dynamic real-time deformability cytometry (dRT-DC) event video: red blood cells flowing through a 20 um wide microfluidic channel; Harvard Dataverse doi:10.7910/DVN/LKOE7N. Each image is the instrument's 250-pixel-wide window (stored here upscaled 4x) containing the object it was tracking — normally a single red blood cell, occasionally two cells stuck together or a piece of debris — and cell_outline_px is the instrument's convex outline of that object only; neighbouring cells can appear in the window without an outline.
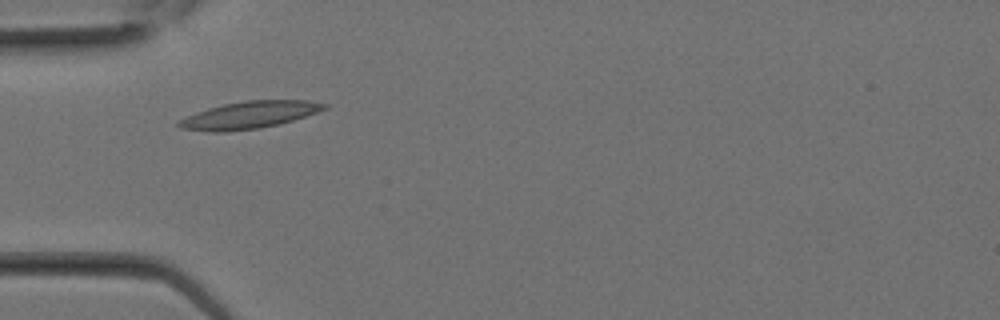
{"species": "Egyptian fruit bat (a non-hibernating species)", "species_latin": "Rousettus aegyptiacus", "temperature_condition": "room temperature", "stored_images_in_passage": 9, "camera_frame_rate_fps": 3000, "um_per_image_px": 0.085, "animal": {"sex": "female"}, "frame": {"image": 1, "passage_image": 6, "time_ms": 1.667, "image_size_px": [1000, 320], "cell_outline_px": [[328, 108], [280, 124], [260, 128], [224, 132], [208, 132], [180, 128], [176, 124], [184, 116], [208, 108], [224, 104], [244, 100], [308, 100], [328, 104]], "centroid_in_image_um": [21.15, 9.78], "position_along_channel_um": 63.8, "area_um2": 23.12}}
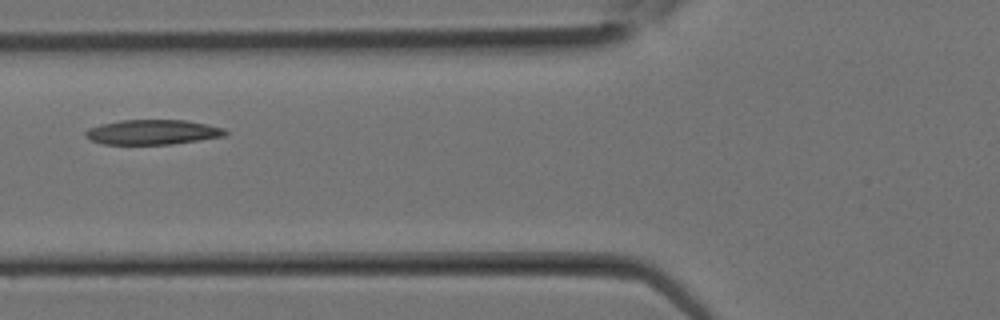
{"frame": {"image": 2, "passage_image": 8, "time_ms": 2.333, "image_size_px": [1000, 320], "cell_outline_px": [[228, 132], [224, 136], [200, 140], [172, 144], [104, 144], [92, 140], [84, 136], [84, 132], [88, 128], [100, 124], [120, 120], [184, 120], [224, 128]], "centroid_in_image_um": [12.94, 11.23], "position_along_channel_um": 112.9, "area_um2": 20.17}}